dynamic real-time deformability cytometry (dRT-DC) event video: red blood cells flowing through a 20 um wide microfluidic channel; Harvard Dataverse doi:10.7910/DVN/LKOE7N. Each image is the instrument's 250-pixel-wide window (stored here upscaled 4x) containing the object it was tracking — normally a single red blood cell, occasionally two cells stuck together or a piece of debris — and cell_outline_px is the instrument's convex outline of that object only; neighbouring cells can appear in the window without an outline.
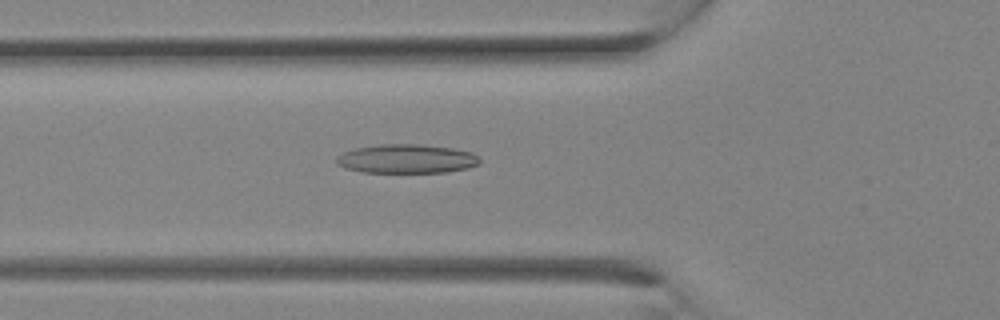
{"species": "Egyptian fruit bat (a non-hibernating species)", "species_latin": "Rousettus aegyptiacus", "temperature_condition": "room temperature", "stored_images_in_passage": 13, "camera_frame_rate_fps": 3000, "um_per_image_px": 0.085, "animal": {"sex": "female"}, "frame": {"image": 1, "passage_image": 11, "time_ms": 3.333, "image_size_px": [1000, 320], "cell_outline_px": [[480, 164], [468, 168], [444, 172], [364, 172], [344, 168], [336, 164], [336, 156], [344, 152], [356, 148], [376, 144], [420, 144], [452, 148], [472, 152], [480, 160]], "centroid_in_image_um": [34.54, 13.49], "position_along_channel_um": 91.3, "area_um2": 24.22}}
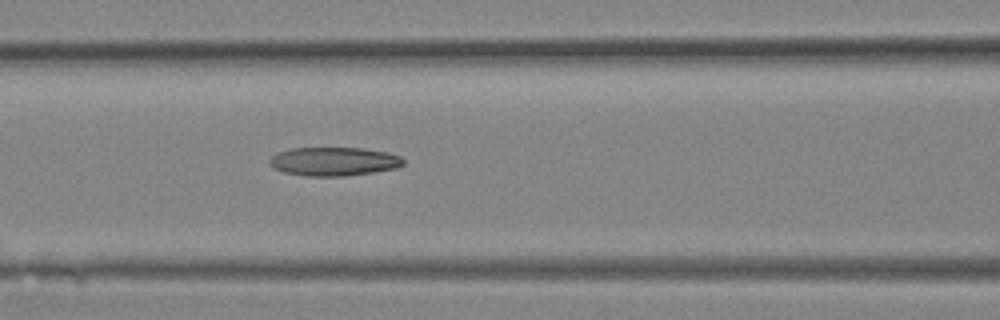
{"frame": {"image": 2, "passage_image": 13, "time_ms": 4.0, "image_size_px": [1000, 320], "cell_outline_px": [[404, 164], [396, 168], [372, 172], [344, 176], [308, 176], [284, 172], [272, 168], [268, 164], [268, 160], [276, 152], [292, 148], [364, 148], [388, 152], [400, 156], [404, 160]], "centroid_in_image_um": [28.35, 13.72], "position_along_channel_um": 138.3, "area_um2": 22.48}}